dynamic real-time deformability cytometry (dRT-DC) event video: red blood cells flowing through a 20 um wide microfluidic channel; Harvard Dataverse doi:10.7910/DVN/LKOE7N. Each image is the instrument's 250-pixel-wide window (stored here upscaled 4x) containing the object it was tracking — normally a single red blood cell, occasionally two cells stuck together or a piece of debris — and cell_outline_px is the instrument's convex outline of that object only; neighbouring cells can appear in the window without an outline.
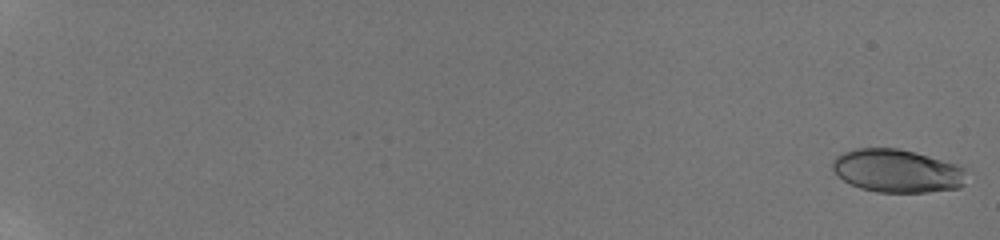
{"species": "human", "species_latin": "Homo sapiens", "temperature_condition": "room temperature", "stored_images_in_passage": 58, "camera_frame_rate_fps": 3000, "um_per_image_px": 0.085, "donor": {"sex": "male"}, "frame": {"image": 1, "passage_image": 1, "time_ms": 0.0, "image_size_px": [1000, 240], "cell_outline_px": [[968, 168], [964, 184], [960, 188], [928, 192], [876, 192], [860, 188], [844, 180], [832, 168], [832, 160], [836, 156], [844, 152], [856, 148], [900, 148], [956, 164]], "centroid_in_image_um": [76.29, 14.52], "position_along_channel_um": 8.7, "area_um2": 33.81}}
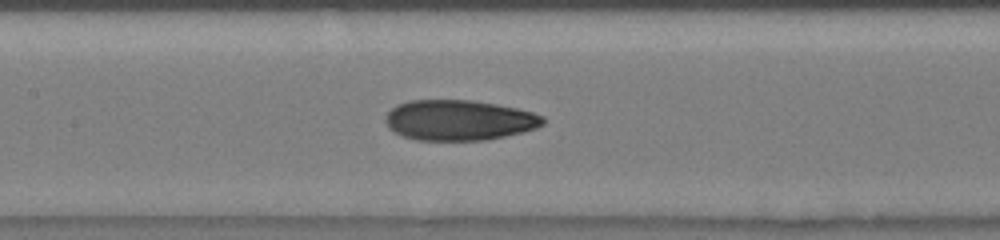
{"frame": {"image": 2, "passage_image": 33, "time_ms": 10.667, "image_size_px": [1000, 240], "cell_outline_px": [[544, 124], [536, 128], [524, 132], [484, 140], [416, 140], [404, 136], [388, 128], [384, 120], [384, 116], [396, 104], [408, 100], [472, 100], [496, 104], [516, 108], [532, 112], [544, 116]], "centroid_in_image_um": [39.0, 10.21], "position_along_channel_um": 168.4, "area_um2": 37.22}}
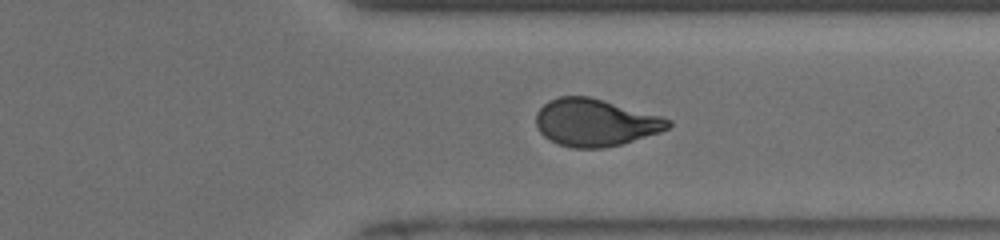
{"frame": {"image": 3, "passage_image": 48, "time_ms": 15.667, "image_size_px": [1000, 240], "cell_outline_px": [[672, 124], [668, 128], [660, 132], [620, 144], [604, 148], [572, 148], [556, 144], [544, 136], [536, 128], [536, 112], [548, 100], [560, 96], [588, 96], [660, 116], [672, 120]], "centroid_in_image_um": [50.55, 10.42], "position_along_channel_um": 360.8, "area_um2": 36.3}, "authors_computed_cell_mechanics": {"area_um2": 35.9516, "velocity_mm_per_s": 3.8569, "shape_relaxation_time_tau1_ms": 6.7856, "shape_relaxation_time_tau2_ms": 1.7906, "deformation_change_tau1": 0.2244, "deformation_change_tau2": 0.0804}}